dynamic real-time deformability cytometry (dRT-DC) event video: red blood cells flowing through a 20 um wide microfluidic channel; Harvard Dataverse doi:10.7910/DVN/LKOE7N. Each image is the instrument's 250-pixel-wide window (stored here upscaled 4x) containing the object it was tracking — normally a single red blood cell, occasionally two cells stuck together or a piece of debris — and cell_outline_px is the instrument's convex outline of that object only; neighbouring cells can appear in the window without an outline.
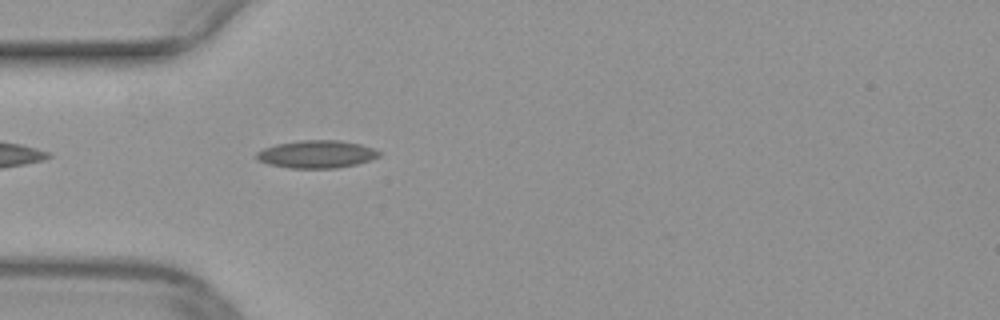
{"species": "common noctule bat (a hibernating species)", "species_latin": "Nyctalus noctula", "temperature_condition": "warm", "stored_images_in_passage": 36, "camera_frame_rate_fps": 3000, "um_per_image_px": 0.085, "animal": {"sex": "female", "body_mass_g": 29.2, "forearm_length_mm": 56.3}, "frame": {"image": 1, "passage_image": 1, "time_ms": 0.0, "image_size_px": [1000, 320], "cell_outline_px": [[380, 156], [356, 164], [336, 168], [288, 168], [268, 164], [256, 160], [256, 152], [264, 148], [276, 144], [300, 140], [340, 140], [360, 144], [372, 148], [380, 152]], "centroid_in_image_um": [26.87, 13.1], "position_along_channel_um": 58.1, "area_um2": 19.77}}
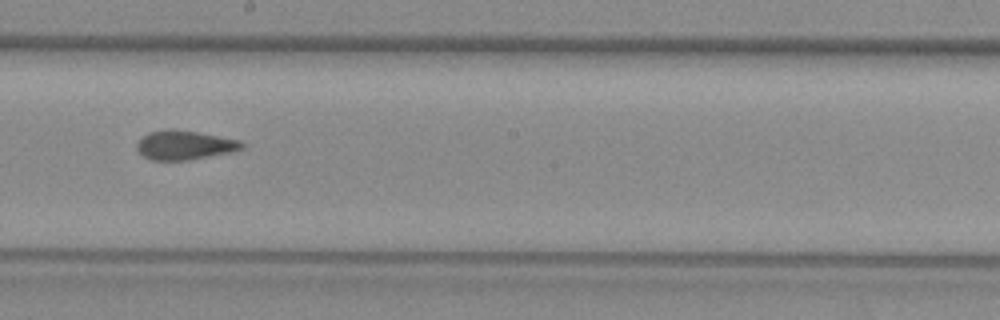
{"frame": {"image": 2, "passage_image": 14, "time_ms": 4.333, "image_size_px": [1000, 320], "cell_outline_px": [[244, 148], [232, 152], [188, 160], [152, 160], [144, 156], [136, 148], [136, 144], [148, 132], [168, 128], [172, 128], [196, 132], [240, 140], [244, 144]], "centroid_in_image_um": [15.69, 12.33], "position_along_channel_um": 232.5, "area_um2": 17.8}}
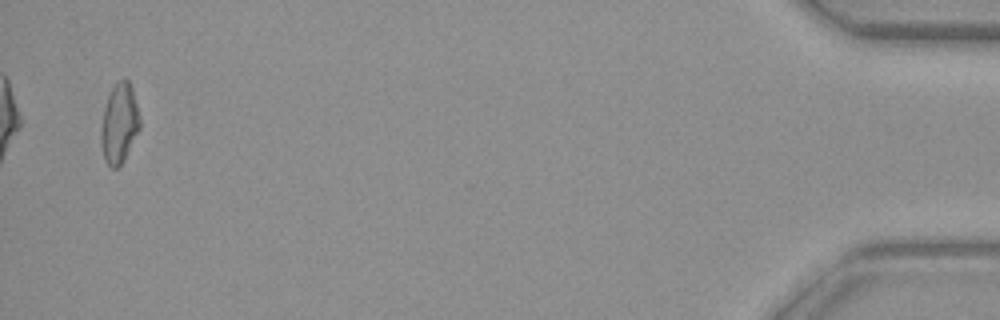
{"frame": {"image": 3, "passage_image": 35, "time_ms": 11.333, "image_size_px": [1000, 320], "cell_outline_px": [[140, 128], [124, 160], [116, 168], [112, 168], [104, 160], [100, 140], [100, 128], [104, 108], [108, 96], [112, 88], [120, 80], [128, 80], [132, 88], [140, 116]], "centroid_in_image_um": [10.13, 10.51], "position_along_channel_um": 425.1, "area_um2": 17.98}}